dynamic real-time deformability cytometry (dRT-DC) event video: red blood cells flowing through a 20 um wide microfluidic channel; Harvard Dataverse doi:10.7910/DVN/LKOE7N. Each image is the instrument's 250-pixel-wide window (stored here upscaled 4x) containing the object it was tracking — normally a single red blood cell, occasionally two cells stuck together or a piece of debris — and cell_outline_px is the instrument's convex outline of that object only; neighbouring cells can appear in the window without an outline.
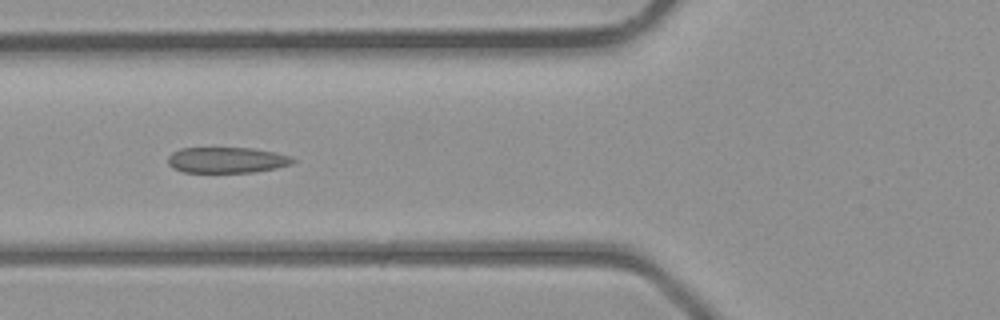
{"species": "common noctule bat (a hibernating species)", "species_latin": "Nyctalus noctula", "temperature_condition": "room temperature", "stored_images_in_passage": 5, "camera_frame_rate_fps": 3000, "um_per_image_px": 0.085, "animal": {"sex": "male", "body_mass_g": 23.1, "forearm_length_mm": 52.7}, "frame": {"image": 1, "passage_image": 4, "time_ms": 3.667, "image_size_px": [1000, 320], "cell_outline_px": [[296, 160], [292, 164], [276, 168], [252, 172], [184, 172], [172, 168], [168, 164], [168, 156], [172, 152], [180, 148], [252, 148], [276, 152], [292, 156]], "centroid_in_image_um": [19.29, 13.6], "position_along_channel_um": 106.5, "area_um2": 18.9}}
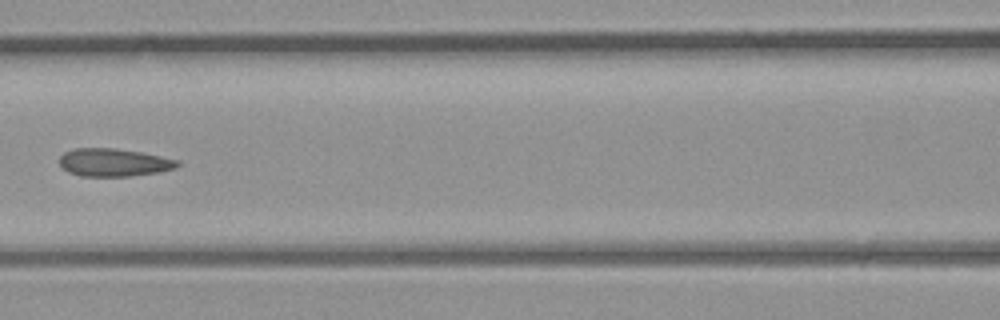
{"frame": {"image": 2, "passage_image": 5, "time_ms": 4.667, "image_size_px": [1000, 320], "cell_outline_px": [[180, 164], [176, 168], [160, 172], [128, 176], [80, 176], [68, 172], [60, 164], [60, 156], [64, 152], [76, 148], [112, 148], [140, 152], [180, 160]], "centroid_in_image_um": [9.69, 13.81], "position_along_channel_um": 156.9, "area_um2": 19.13}}